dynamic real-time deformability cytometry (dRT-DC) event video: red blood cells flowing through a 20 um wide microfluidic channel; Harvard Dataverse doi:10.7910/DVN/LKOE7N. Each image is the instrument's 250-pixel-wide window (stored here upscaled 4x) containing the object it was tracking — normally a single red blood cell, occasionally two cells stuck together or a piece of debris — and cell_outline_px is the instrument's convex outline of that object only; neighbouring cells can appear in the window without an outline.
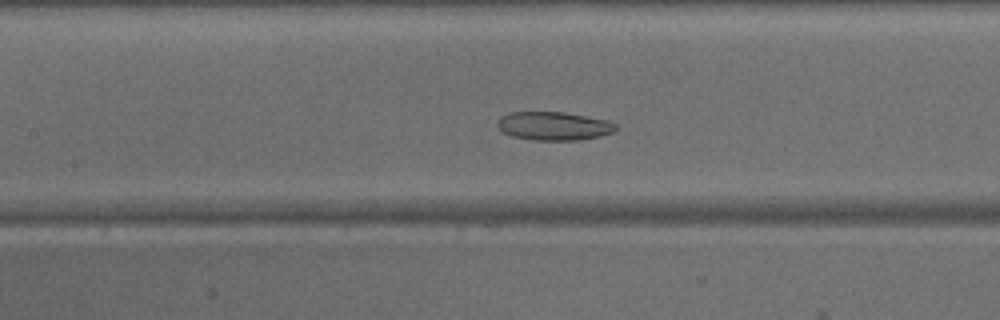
{"species": "common noctule bat (a hibernating species)", "species_latin": "Nyctalus noctula", "temperature_condition": "warm", "stored_images_in_passage": 45, "camera_frame_rate_fps": 3000, "um_per_image_px": 0.085, "animal": {"sex": "male", "body_mass_g": 15.6}, "frame": {"image": 1, "passage_image": 19, "time_ms": 6.0, "image_size_px": [1000, 320], "cell_outline_px": [[620, 128], [612, 132], [600, 136], [580, 140], [532, 140], [512, 136], [504, 132], [496, 124], [500, 116], [508, 112], [564, 112], [608, 120], [616, 124]], "centroid_in_image_um": [47.09, 10.7], "position_along_channel_um": 160.3, "area_um2": 19.77}}
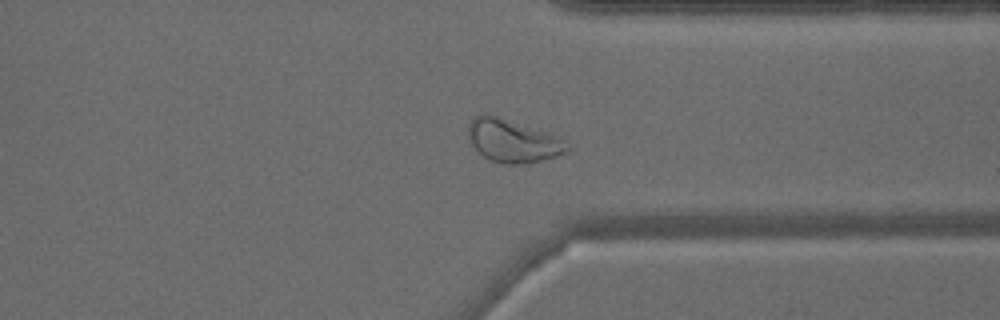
{"frame": {"image": 2, "passage_image": 34, "time_ms": 11.0, "image_size_px": [1000, 320], "cell_outline_px": [[572, 148], [556, 156], [528, 164], [504, 164], [492, 160], [484, 156], [472, 144], [468, 136], [468, 124], [472, 116], [488, 112], [544, 132], [572, 144]], "centroid_in_image_um": [43.56, 11.96], "position_along_channel_um": 367.8, "area_um2": 24.68}}
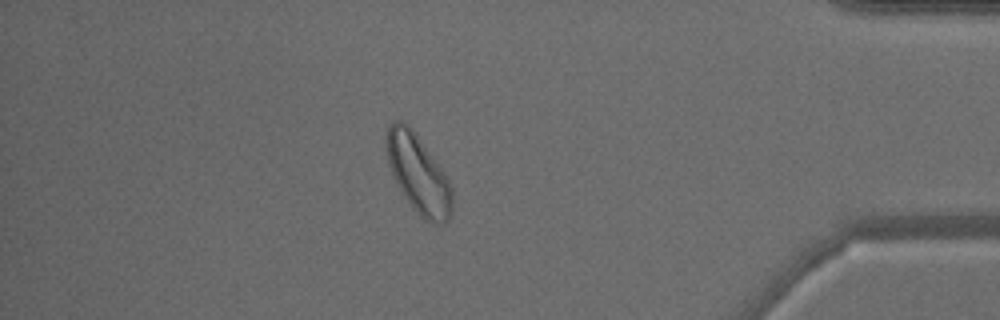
{"frame": {"image": 3, "passage_image": 39, "time_ms": 12.667, "image_size_px": [1000, 320], "cell_outline_px": [[452, 212], [448, 220], [444, 224], [432, 224], [424, 220], [420, 216], [404, 196], [388, 164], [384, 148], [384, 136], [388, 124], [392, 120], [400, 120], [408, 124], [412, 128], [440, 168], [448, 180], [452, 188]], "centroid_in_image_um": [35.51, 14.76], "position_along_channel_um": 399.7, "area_um2": 30.11}}